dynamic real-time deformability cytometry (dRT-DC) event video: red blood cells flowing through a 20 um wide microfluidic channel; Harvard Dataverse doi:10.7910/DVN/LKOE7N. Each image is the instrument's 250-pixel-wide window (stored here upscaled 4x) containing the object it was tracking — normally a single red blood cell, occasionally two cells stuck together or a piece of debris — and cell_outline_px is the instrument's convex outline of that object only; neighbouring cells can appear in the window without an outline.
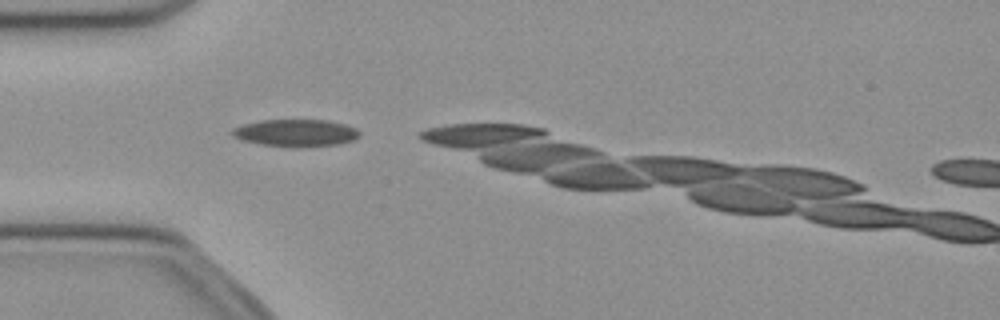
{"species": "common noctule bat (a hibernating species)", "species_latin": "Nyctalus noctula", "temperature_condition": "cold", "stored_images_in_passage": 7, "camera_frame_rate_fps": 3000, "um_per_image_px": 0.085, "animal": {"sex": "female", "body_mass_g": 21.9}, "frame": {"image": 1, "passage_image": 2, "time_ms": 0.333, "image_size_px": [1000, 320], "cell_outline_px": [[360, 136], [356, 140], [336, 144], [304, 148], [288, 148], [260, 144], [244, 140], [232, 136], [228, 132], [232, 128], [244, 124], [260, 120], [328, 120], [344, 124], [356, 128], [360, 132]], "centroid_in_image_um": [25.14, 11.31], "position_along_channel_um": 59.9, "area_um2": 20.63}}